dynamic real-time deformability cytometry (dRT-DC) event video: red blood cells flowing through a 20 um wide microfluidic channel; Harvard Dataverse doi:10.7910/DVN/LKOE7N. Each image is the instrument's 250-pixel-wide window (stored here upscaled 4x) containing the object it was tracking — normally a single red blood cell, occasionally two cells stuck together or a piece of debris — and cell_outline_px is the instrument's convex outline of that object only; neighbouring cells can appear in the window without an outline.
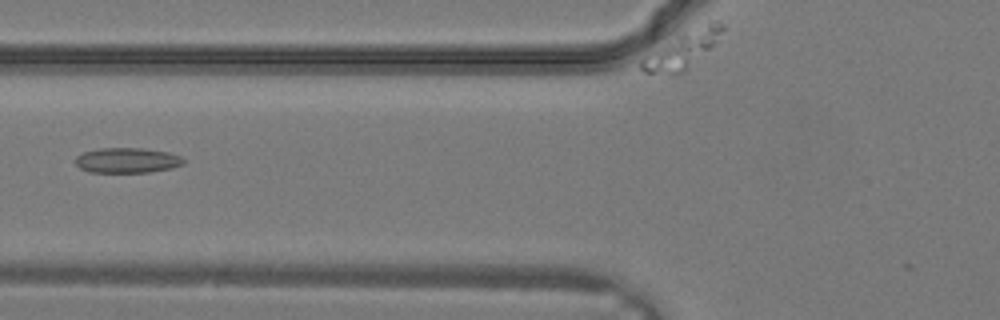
{"species": "common noctule bat (a hibernating species)", "species_latin": "Nyctalus noctula", "temperature_condition": "warm", "stored_images_in_passage": 26, "camera_frame_rate_fps": 3000, "um_per_image_px": 0.085, "animal": {"sex": "male", "body_mass_g": 19.2, "forearm_length_mm": 51.8}, "frame": {"image": 1, "passage_image": 13, "time_ms": 4.0, "image_size_px": [1000, 320], "cell_outline_px": [[184, 164], [172, 168], [148, 172], [88, 172], [80, 168], [76, 164], [76, 156], [84, 152], [100, 148], [140, 148], [168, 152], [180, 156], [184, 160]], "centroid_in_image_um": [10.8, 13.63], "position_along_channel_um": 115.0, "area_um2": 15.78}}
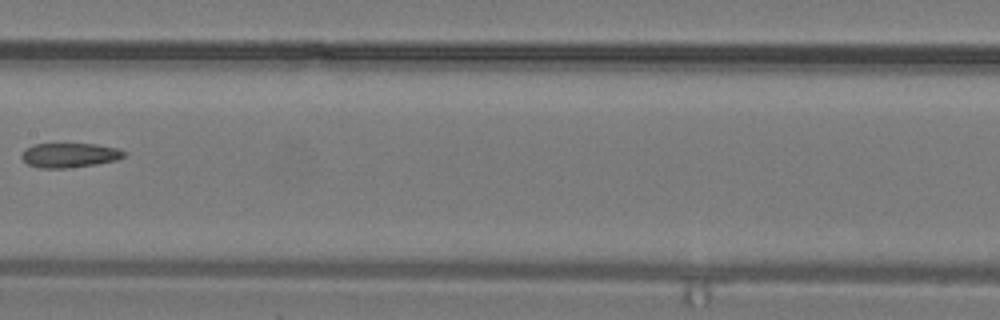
{"frame": {"image": 2, "passage_image": 17, "time_ms": 5.333, "image_size_px": [1000, 320], "cell_outline_px": [[124, 156], [116, 160], [96, 164], [64, 168], [40, 168], [28, 164], [20, 156], [24, 148], [36, 144], [96, 144], [116, 148], [124, 152]], "centroid_in_image_um": [5.86, 13.19], "position_along_channel_um": 201.5, "area_um2": 14.45}}
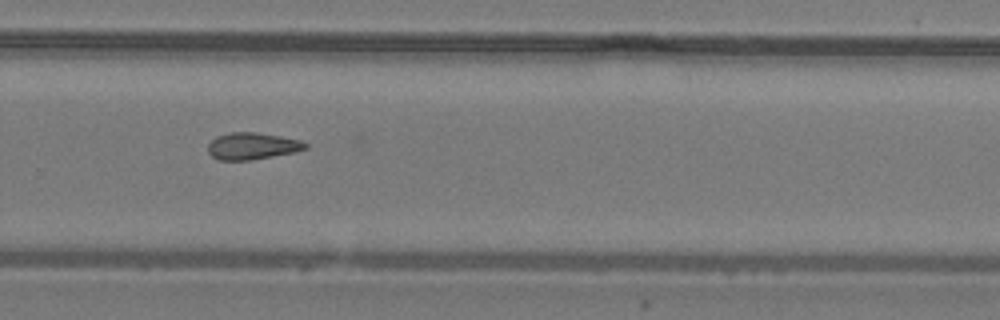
{"frame": {"image": 3, "passage_image": 22, "time_ms": 7.0, "image_size_px": [1000, 320], "cell_outline_px": [[308, 148], [296, 152], [252, 160], [220, 160], [212, 156], [208, 152], [208, 144], [216, 136], [228, 132], [256, 132], [280, 136], [300, 140], [308, 144]], "centroid_in_image_um": [21.45, 12.41], "position_along_channel_um": 308.4, "area_um2": 15.37}}